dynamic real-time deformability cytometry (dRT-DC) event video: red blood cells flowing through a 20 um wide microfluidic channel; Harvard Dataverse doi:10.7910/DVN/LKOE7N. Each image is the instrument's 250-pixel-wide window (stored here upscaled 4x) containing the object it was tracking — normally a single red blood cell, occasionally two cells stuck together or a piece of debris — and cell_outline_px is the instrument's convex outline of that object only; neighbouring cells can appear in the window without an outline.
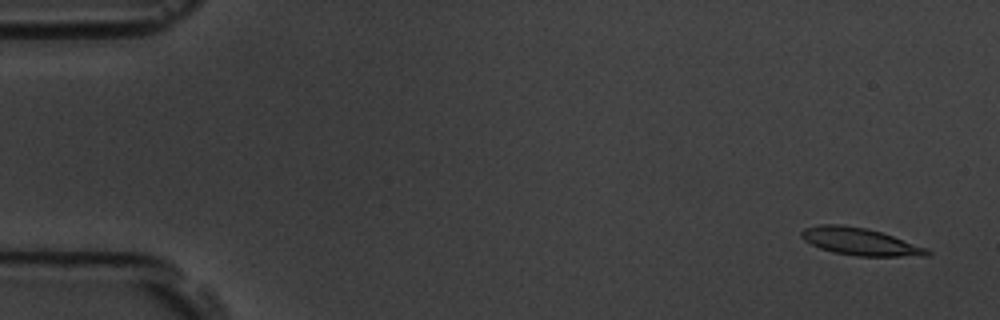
{"species": "common noctule bat (a hibernating species)", "species_latin": "Nyctalus noctula", "temperature_condition": "room temperature", "stored_images_in_passage": 5, "segment_of_instrument_passage": [2, 2], "camera_frame_rate_fps": 3000, "um_per_image_px": 0.085, "animal": {"sex": "male", "body_mass_g": 19.5, "forearm_length_mm": 54.6}, "frame": {"image": 1, "passage_image": 5, "time_ms": 5.333, "image_size_px": [1000, 320], "cell_outline_px": [[932, 252], [928, 256], [856, 256], [836, 252], [820, 248], [804, 240], [800, 236], [800, 232], [804, 228], [820, 224], [840, 224], [864, 228], [880, 232], [928, 248]], "centroid_in_image_um": [73.1, 20.53], "position_along_channel_um": 11.9, "area_um2": 19.83}}